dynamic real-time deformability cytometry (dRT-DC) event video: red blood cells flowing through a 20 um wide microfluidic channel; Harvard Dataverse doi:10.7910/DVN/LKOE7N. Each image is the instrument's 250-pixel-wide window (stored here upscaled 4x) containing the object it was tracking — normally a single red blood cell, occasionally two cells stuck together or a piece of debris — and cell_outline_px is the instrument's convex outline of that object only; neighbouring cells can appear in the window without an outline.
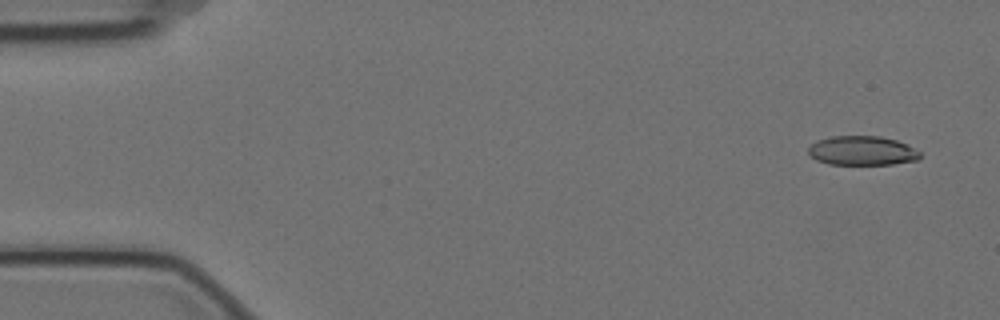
{"species": "Egyptian fruit bat (a non-hibernating species)", "species_latin": "Rousettus aegyptiacus", "temperature_condition": "cold", "stored_images_in_passage": 5, "camera_frame_rate_fps": 3000, "um_per_image_px": 0.085, "animal": {"sex": "female"}, "frame": {"image": 1, "passage_image": 1, "time_ms": 0.0, "image_size_px": [1000, 320], "cell_outline_px": [[920, 156], [916, 160], [892, 164], [828, 164], [816, 160], [808, 152], [808, 148], [816, 140], [832, 136], [880, 136], [896, 140], [920, 152]], "centroid_in_image_um": [73.24, 12.8], "position_along_channel_um": 11.8, "area_um2": 18.84}}
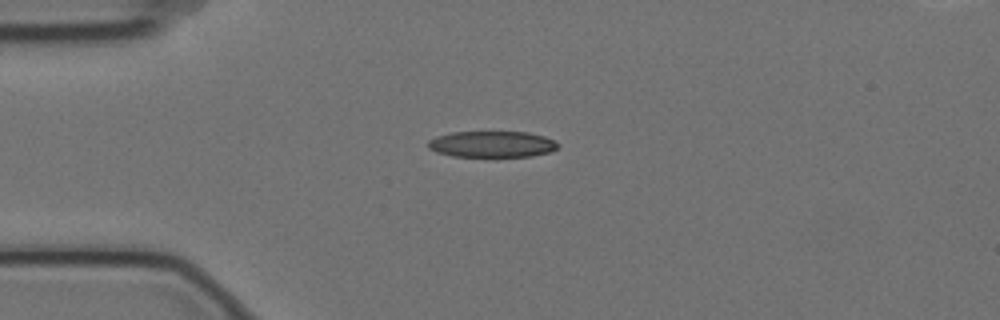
{"frame": {"image": 2, "passage_image": 3, "time_ms": 0.667, "image_size_px": [1000, 320], "cell_outline_px": [[556, 148], [548, 152], [532, 156], [452, 156], [436, 152], [428, 148], [428, 140], [436, 136], [452, 132], [528, 132], [544, 136], [552, 140], [556, 144]], "centroid_in_image_um": [41.75, 12.25], "position_along_channel_um": 43.2, "area_um2": 19.59}}
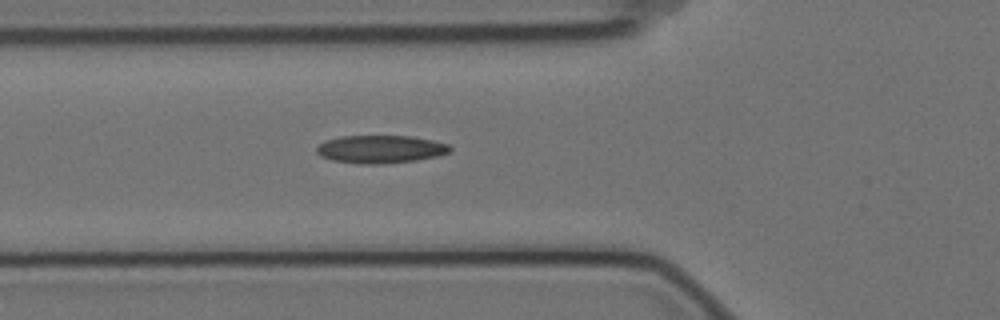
{"frame": {"image": 3, "passage_image": 5, "time_ms": 1.333, "image_size_px": [1000, 320], "cell_outline_px": [[452, 148], [448, 152], [436, 156], [416, 160], [380, 164], [360, 164], [332, 160], [320, 156], [316, 152], [316, 148], [324, 140], [340, 136], [412, 136], [432, 140], [448, 144]], "centroid_in_image_um": [32.3, 12.68], "position_along_channel_um": 93.5, "area_um2": 21.68}}